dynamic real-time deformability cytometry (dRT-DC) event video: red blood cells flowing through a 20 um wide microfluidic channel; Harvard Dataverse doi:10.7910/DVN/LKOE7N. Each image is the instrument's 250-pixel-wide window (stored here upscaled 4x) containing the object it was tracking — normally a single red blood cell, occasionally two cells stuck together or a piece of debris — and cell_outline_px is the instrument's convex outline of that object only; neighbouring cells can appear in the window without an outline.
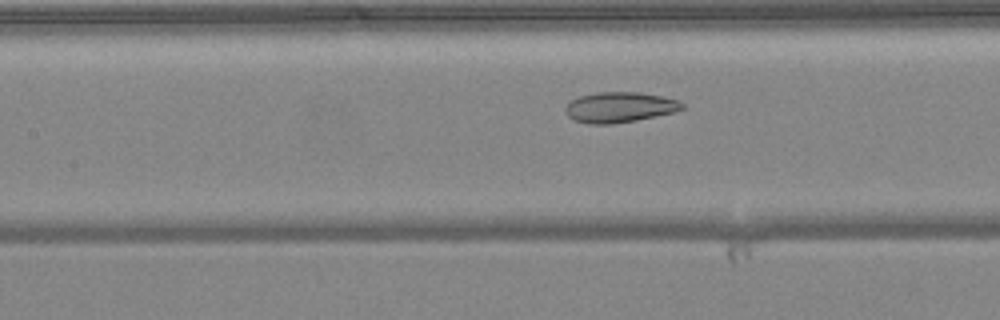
{"species": "common noctule bat (a hibernating species)", "species_latin": "Nyctalus noctula", "temperature_condition": "warm", "stored_images_in_passage": 47, "camera_frame_rate_fps": 3000, "um_per_image_px": 0.085, "animal": {"sex": "female", "body_mass_g": 24.6, "forearm_length_mm": 56.2}, "frame": {"image": 1, "passage_image": 19, "time_ms": 6.0, "image_size_px": [1000, 320], "cell_outline_px": [[684, 108], [676, 112], [636, 120], [612, 124], [588, 124], [576, 120], [568, 116], [564, 112], [564, 108], [572, 100], [580, 96], [596, 92], [640, 92], [664, 96], [680, 100], [684, 104]], "centroid_in_image_um": [52.7, 9.11], "position_along_channel_um": 154.7, "area_um2": 20.87}}
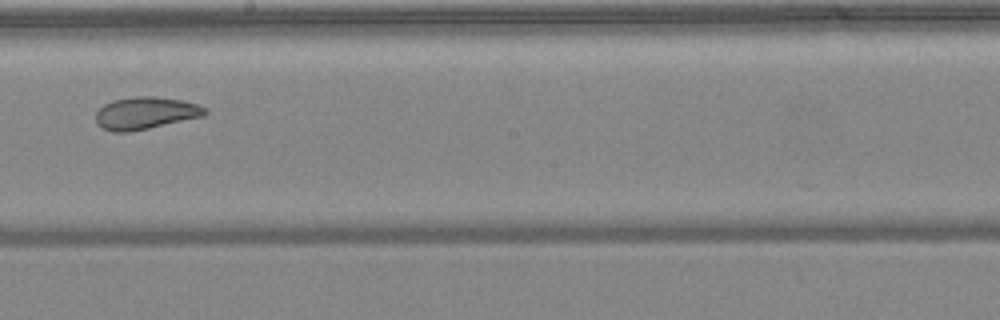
{"frame": {"image": 2, "passage_image": 25, "time_ms": 8.0, "image_size_px": [1000, 320], "cell_outline_px": [[208, 112], [204, 116], [148, 128], [128, 132], [112, 132], [100, 128], [96, 124], [96, 112], [104, 104], [112, 100], [136, 96], [156, 96], [180, 100], [196, 104], [208, 108]], "centroid_in_image_um": [12.34, 9.61], "position_along_channel_um": 235.9, "area_um2": 20.63}}
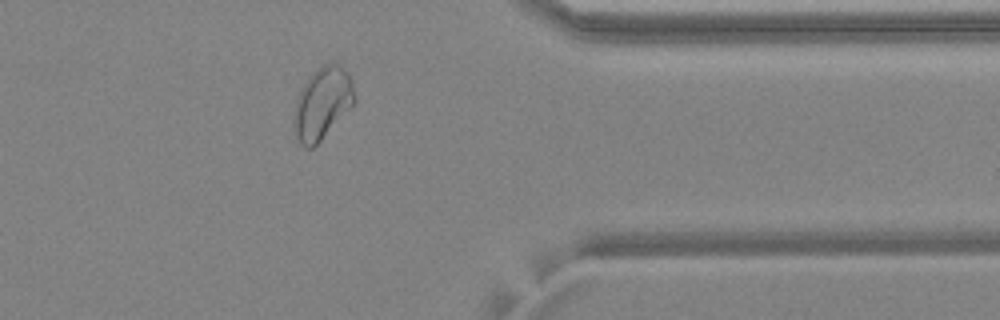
{"frame": {"image": 3, "passage_image": 37, "time_ms": 12.0, "image_size_px": [1000, 320], "cell_outline_px": [[356, 100], [320, 140], [312, 148], [308, 148], [300, 144], [292, 132], [292, 120], [296, 100], [300, 88], [308, 76], [312, 72], [324, 64], [332, 60], [340, 64], [348, 72], [352, 80], [356, 96]], "centroid_in_image_um": [27.36, 8.74], "position_along_channel_um": 384.0, "area_um2": 25.72}, "authors_computed_cell_mechanics": {"area_um2": 25.432, "velocity_mm_per_s": 4.0752, "shape_relaxation_time_tau1_ms": null, "shape_relaxation_time_tau2_ms": 1.5946, "deformation_change_tau1": null, "deformation_change_tau2": 0.0679}}